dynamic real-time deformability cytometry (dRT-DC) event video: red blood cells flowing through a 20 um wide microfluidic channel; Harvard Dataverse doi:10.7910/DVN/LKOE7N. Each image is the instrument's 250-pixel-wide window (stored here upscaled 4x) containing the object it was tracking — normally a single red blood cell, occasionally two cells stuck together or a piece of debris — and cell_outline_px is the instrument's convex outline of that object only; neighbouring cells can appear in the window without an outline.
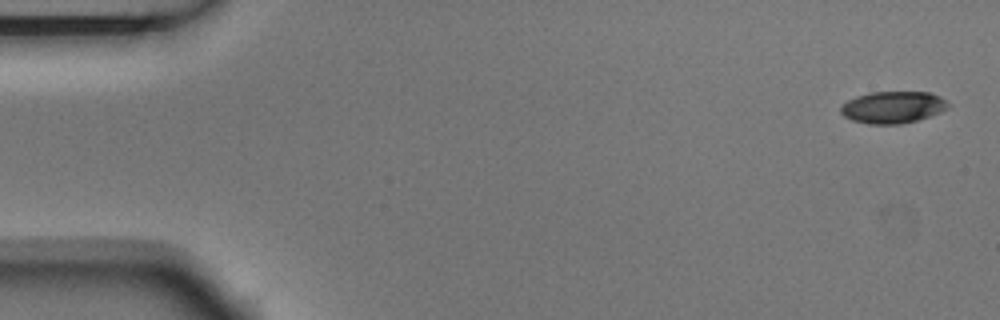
{"species": "Egyptian fruit bat (a non-hibernating species)", "species_latin": "Rousettus aegyptiacus", "temperature_condition": "room temperature", "stored_images_in_passage": 6, "segment_of_instrument_passage": [1, 2], "camera_frame_rate_fps": 3000, "um_per_image_px": 0.085, "animal": {"sex": "male"}, "frame": {"image": 1, "passage_image": 1, "time_ms": 0.0, "image_size_px": [1000, 320], "cell_outline_px": [[948, 108], [940, 112], [916, 120], [900, 124], [868, 124], [852, 120], [844, 116], [840, 112], [840, 108], [848, 100], [856, 96], [868, 92], [928, 92], [940, 96], [948, 104]], "centroid_in_image_um": [75.86, 9.11], "position_along_channel_um": 9.1, "area_um2": 19.83}}
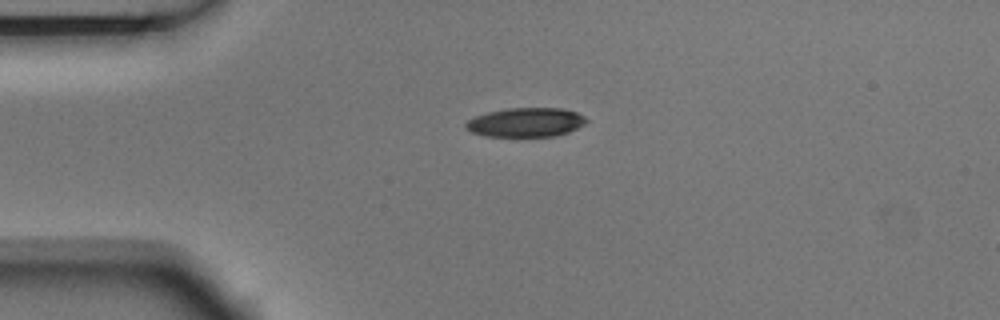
{"frame": {"image": 2, "passage_image": 4, "time_ms": 1.0, "image_size_px": [1000, 320], "cell_outline_px": [[588, 120], [584, 124], [568, 132], [556, 136], [484, 136], [472, 132], [464, 128], [464, 124], [468, 120], [476, 116], [488, 112], [508, 108], [560, 108], [576, 112], [584, 116]], "centroid_in_image_um": [44.68, 10.4], "position_along_channel_um": 40.3, "area_um2": 20.4}}